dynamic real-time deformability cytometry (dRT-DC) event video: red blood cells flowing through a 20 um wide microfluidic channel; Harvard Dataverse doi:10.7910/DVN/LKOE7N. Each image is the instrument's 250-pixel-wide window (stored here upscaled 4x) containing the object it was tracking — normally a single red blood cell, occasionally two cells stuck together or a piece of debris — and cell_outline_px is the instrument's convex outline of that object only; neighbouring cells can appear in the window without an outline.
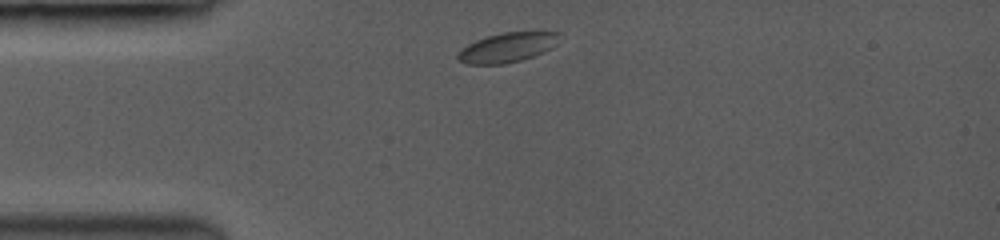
{"species": "common noctule bat (a hibernating species)", "species_latin": "Nyctalus noctula", "temperature_condition": "room temperature", "stored_images_in_passage": 16, "camera_frame_rate_fps": 3500, "um_per_image_px": 0.085, "animal": {"sex": "female", "body_mass_g": 19.0, "forearm_length_mm": 53.3}, "frame": {"image": 1, "passage_image": 1, "time_ms": 0.0, "image_size_px": [1000, 240], "cell_outline_px": [[560, 32], [548, 48], [532, 56], [520, 60], [504, 64], [468, 64], [460, 60], [456, 56], [468, 44], [476, 40], [488, 36], [504, 32]], "centroid_in_image_um": [43.03, 4.04], "position_along_channel_um": 42.0, "area_um2": 16.65}}
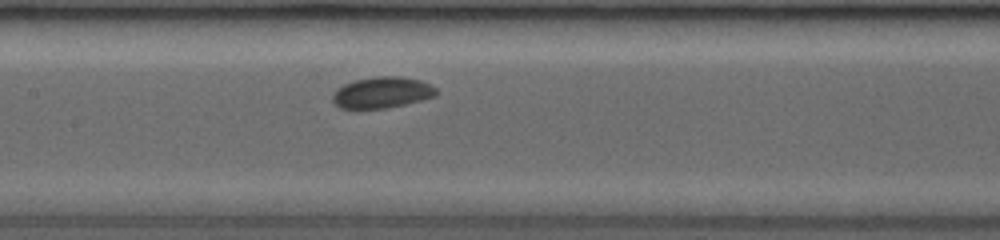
{"frame": {"image": 2, "passage_image": 8, "time_ms": 2.0, "image_size_px": [1000, 240], "cell_outline_px": [[436, 92], [432, 96], [420, 100], [404, 104], [384, 108], [340, 108], [332, 100], [332, 96], [344, 84], [352, 80], [376, 76], [396, 76], [420, 80], [436, 88]], "centroid_in_image_um": [32.44, 7.85], "position_along_channel_um": 175.0, "area_um2": 18.38}}
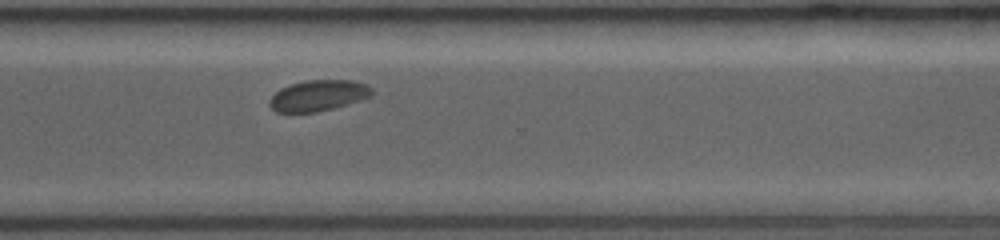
{"frame": {"image": 3, "passage_image": 16, "time_ms": 4.286, "image_size_px": [1000, 240], "cell_outline_px": [[372, 92], [368, 96], [360, 100], [332, 108], [316, 112], [276, 112], [268, 104], [268, 100], [280, 88], [292, 84], [308, 80], [352, 80], [364, 84], [372, 88]], "centroid_in_image_um": [27.01, 8.12], "position_along_channel_um": 343.6, "area_um2": 18.15}}